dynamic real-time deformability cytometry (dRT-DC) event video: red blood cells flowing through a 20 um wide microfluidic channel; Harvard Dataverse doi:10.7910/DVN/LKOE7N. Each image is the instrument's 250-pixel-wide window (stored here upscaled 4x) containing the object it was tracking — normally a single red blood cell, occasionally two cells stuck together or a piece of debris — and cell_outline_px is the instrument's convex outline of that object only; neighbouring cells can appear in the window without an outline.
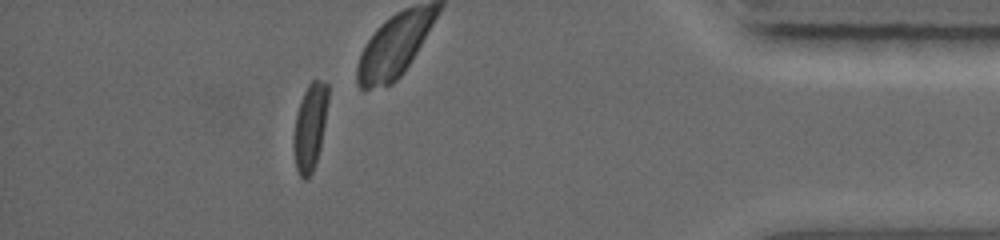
{"species": "common noctule bat (a hibernating species)", "species_latin": "Nyctalus noctula", "temperature_condition": "warm", "stored_images_in_passage": 18, "camera_frame_rate_fps": 5000, "um_per_image_px": 0.085, "animal": {"sex": "female", "body_mass_g": 19.0, "forearm_length_mm": 56.7}, "frame": {"image": 1, "passage_image": 10, "time_ms": 8.4, "image_size_px": [1000, 240], "cell_outline_px": [[328, 100], [320, 148], [312, 172], [304, 180], [300, 176], [296, 168], [292, 148], [292, 136], [296, 112], [300, 100], [308, 84], [312, 80], [320, 80], [328, 84]], "centroid_in_image_um": [26.31, 10.77], "position_along_channel_um": 408.9, "area_um2": 17.57}}